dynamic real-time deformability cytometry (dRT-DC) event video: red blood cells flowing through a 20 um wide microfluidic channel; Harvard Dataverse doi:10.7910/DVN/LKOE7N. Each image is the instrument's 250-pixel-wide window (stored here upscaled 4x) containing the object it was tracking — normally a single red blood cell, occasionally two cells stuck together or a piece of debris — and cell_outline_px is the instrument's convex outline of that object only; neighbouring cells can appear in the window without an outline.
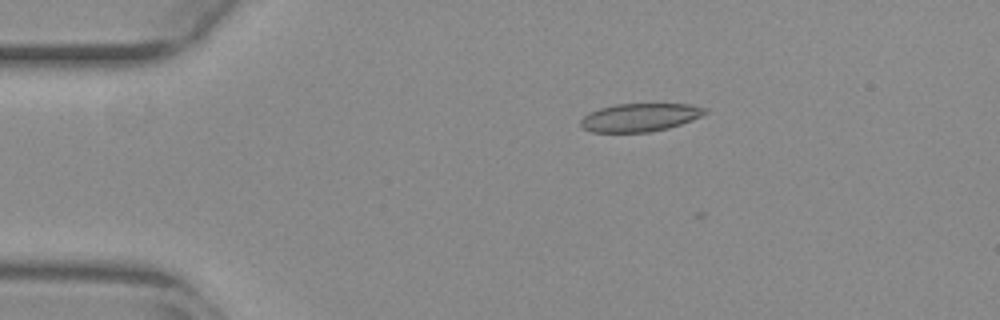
{"species": "common noctule bat (a hibernating species)", "species_latin": "Nyctalus noctula", "temperature_condition": "warm", "stored_images_in_passage": 3, "camera_frame_rate_fps": 3000, "um_per_image_px": 0.085, "animal": {"sex": "female", "body_mass_g": 29.2, "forearm_length_mm": 56.3}, "frame": {"image": 1, "passage_image": 2, "time_ms": 0.333, "image_size_px": [1000, 320], "cell_outline_px": [[708, 112], [692, 120], [668, 128], [648, 132], [592, 132], [584, 128], [580, 124], [580, 120], [588, 112], [600, 108], [616, 104], [688, 104], [708, 108]], "centroid_in_image_um": [54.39, 9.97], "position_along_channel_um": 30.6, "area_um2": 20.35}}